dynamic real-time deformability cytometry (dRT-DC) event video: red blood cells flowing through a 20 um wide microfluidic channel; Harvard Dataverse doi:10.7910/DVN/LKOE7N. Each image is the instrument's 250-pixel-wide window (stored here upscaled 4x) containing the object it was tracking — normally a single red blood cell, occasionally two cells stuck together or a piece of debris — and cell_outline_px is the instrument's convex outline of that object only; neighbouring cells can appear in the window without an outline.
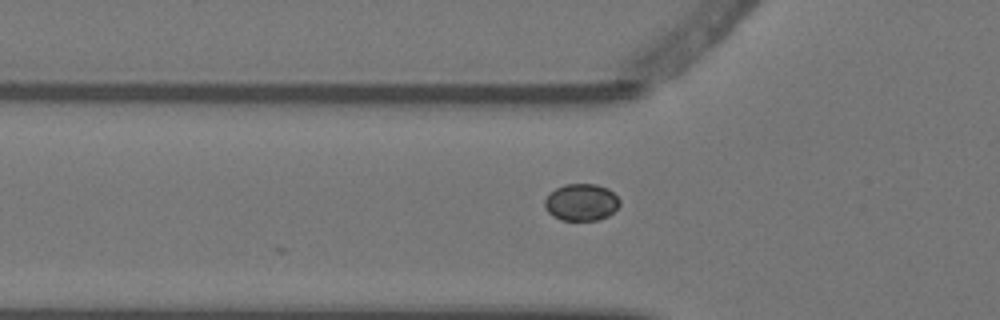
{"species": "Egyptian fruit bat (a non-hibernating species)", "species_latin": "Rousettus aegyptiacus", "temperature_condition": "warm", "stored_images_in_passage": 3, "camera_frame_rate_fps": 3000, "um_per_image_px": 0.085, "animal": {"sex": "female"}, "frame": {"image": 1, "passage_image": 2, "time_ms": 0.333, "image_size_px": [1000, 320], "cell_outline_px": [[620, 204], [608, 216], [596, 220], [560, 220], [552, 216], [544, 208], [544, 200], [556, 188], [564, 184], [596, 184], [608, 188], [620, 200]], "centroid_in_image_um": [49.39, 17.19], "position_along_channel_um": 76.4, "area_um2": 16.13}}
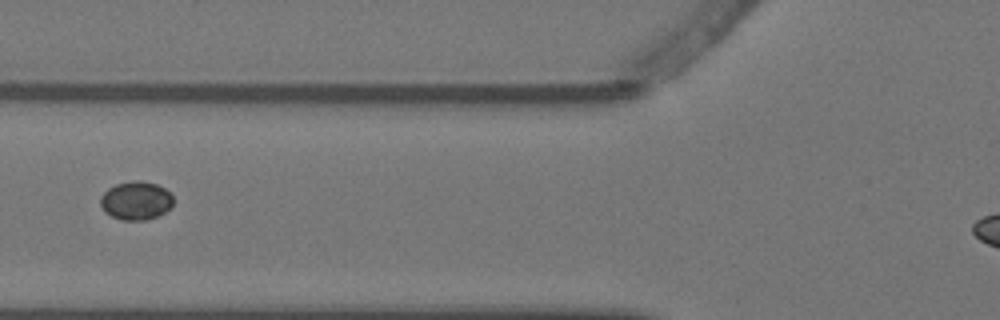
{"frame": {"image": 2, "passage_image": 3, "time_ms": 0.667, "image_size_px": [1000, 320], "cell_outline_px": [[172, 204], [164, 212], [156, 216], [144, 220], [120, 220], [104, 212], [100, 204], [100, 196], [108, 188], [116, 184], [132, 180], [140, 180], [156, 184], [164, 188], [172, 196]], "centroid_in_image_um": [11.51, 17.04], "position_along_channel_um": 114.3, "area_um2": 16.24}}